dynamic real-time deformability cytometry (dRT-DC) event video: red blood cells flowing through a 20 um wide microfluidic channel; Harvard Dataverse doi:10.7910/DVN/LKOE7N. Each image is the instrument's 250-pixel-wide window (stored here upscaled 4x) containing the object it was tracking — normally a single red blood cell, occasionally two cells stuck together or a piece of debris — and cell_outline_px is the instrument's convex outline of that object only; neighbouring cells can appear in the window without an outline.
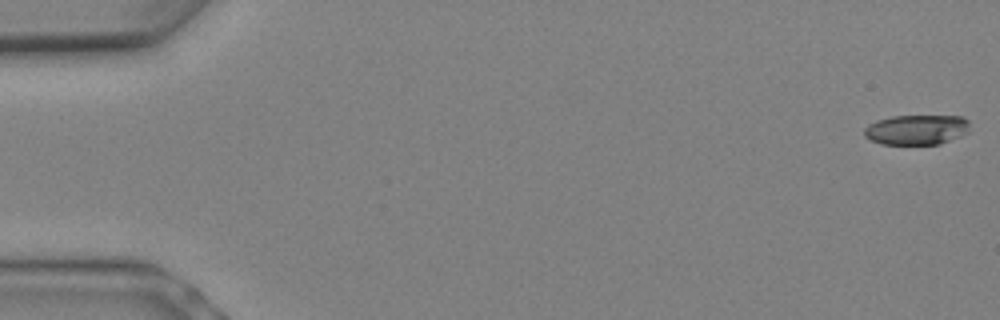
{"species": "Egyptian fruit bat (a non-hibernating species)", "species_latin": "Rousettus aegyptiacus", "temperature_condition": "warm", "stored_images_in_passage": 10, "camera_frame_rate_fps": 3000, "um_per_image_px": 0.085, "animal": {"sex": "female"}, "frame": {"image": 1, "passage_image": 1, "time_ms": 0.0, "image_size_px": [1000, 320], "cell_outline_px": [[968, 132], [960, 136], [940, 144], [880, 144], [864, 136], [864, 128], [868, 124], [876, 120], [892, 116], [964, 116], [968, 120]], "centroid_in_image_um": [77.89, 11.02], "position_along_channel_um": 7.1, "area_um2": 18.5}}
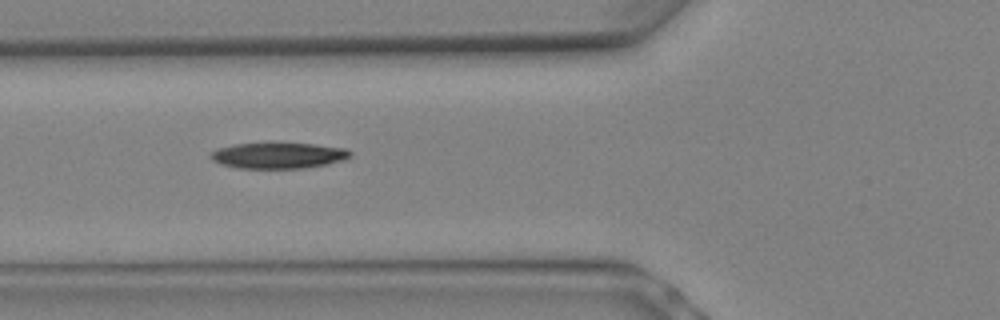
{"frame": {"image": 2, "passage_image": 9, "time_ms": 2.667, "image_size_px": [1000, 320], "cell_outline_px": [[352, 156], [344, 160], [328, 164], [304, 168], [236, 168], [220, 164], [212, 160], [208, 156], [216, 148], [236, 144], [312, 144], [344, 148], [352, 152]], "centroid_in_image_um": [23.65, 13.23], "position_along_channel_um": 102.2, "area_um2": 20.92}}